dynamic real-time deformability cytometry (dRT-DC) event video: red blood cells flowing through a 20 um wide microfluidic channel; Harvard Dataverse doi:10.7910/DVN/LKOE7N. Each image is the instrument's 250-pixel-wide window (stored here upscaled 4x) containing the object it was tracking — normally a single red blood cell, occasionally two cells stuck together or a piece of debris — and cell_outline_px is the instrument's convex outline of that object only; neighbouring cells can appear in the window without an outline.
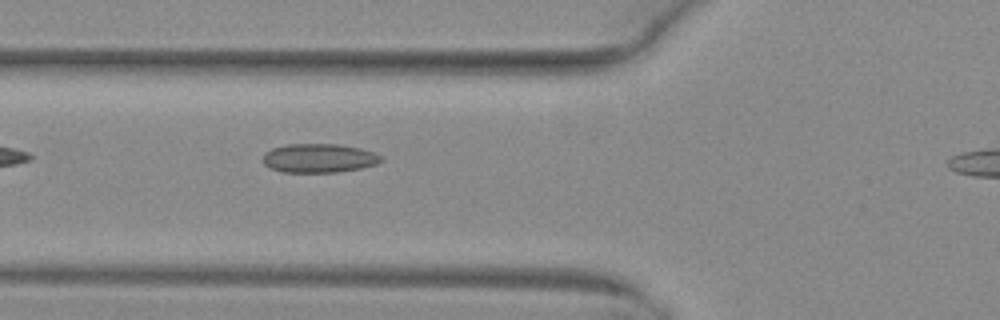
{"species": "common noctule bat (a hibernating species)", "species_latin": "Nyctalus noctula", "temperature_condition": "warm", "stored_images_in_passage": 6, "segment_of_instrument_passage": [1, 2], "camera_frame_rate_fps": 3000, "um_per_image_px": 0.085, "animal": {"sex": "female", "body_mass_g": 29.2, "forearm_length_mm": 56.3}, "frame": {"image": 1, "passage_image": 5, "time_ms": 1.333, "image_size_px": [1000, 320], "cell_outline_px": [[384, 160], [376, 164], [360, 168], [336, 172], [284, 172], [272, 168], [264, 164], [264, 152], [272, 148], [288, 144], [336, 144], [360, 148], [372, 152], [380, 156]], "centroid_in_image_um": [27.11, 13.44], "position_along_channel_um": 98.7, "area_um2": 19.71}}